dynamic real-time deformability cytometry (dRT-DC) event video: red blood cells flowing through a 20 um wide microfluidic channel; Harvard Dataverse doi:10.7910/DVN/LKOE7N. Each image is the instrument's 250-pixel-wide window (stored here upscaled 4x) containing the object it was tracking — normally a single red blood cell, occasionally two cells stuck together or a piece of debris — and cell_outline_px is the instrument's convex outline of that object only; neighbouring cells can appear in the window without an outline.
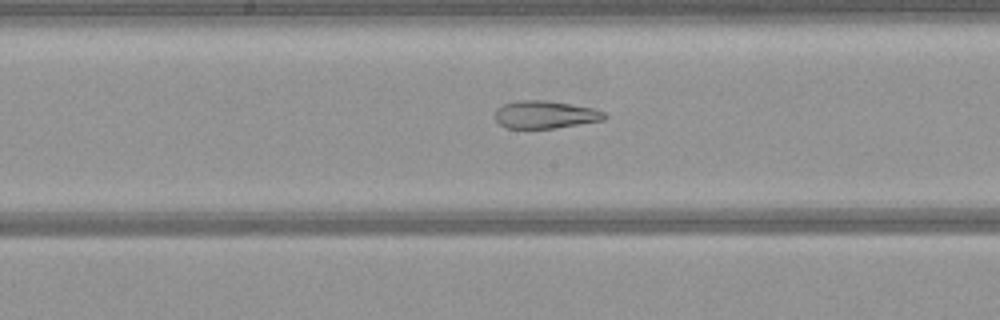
{"species": "common noctule bat (a hibernating species)", "species_latin": "Nyctalus noctula", "temperature_condition": "warm", "stored_images_in_passage": 45, "camera_frame_rate_fps": 3000, "um_per_image_px": 0.085, "animal": {"sex": "female", "body_mass_g": 21.9}, "frame": {"image": 1, "passage_image": 19, "time_ms": 6.0, "image_size_px": [1000, 320], "cell_outline_px": [[608, 116], [604, 120], [556, 128], [508, 128], [500, 124], [496, 120], [496, 108], [504, 104], [516, 100], [544, 100], [572, 104], [592, 108], [604, 112]], "centroid_in_image_um": [46.35, 9.74], "position_along_channel_um": 201.8, "area_um2": 17.63}}
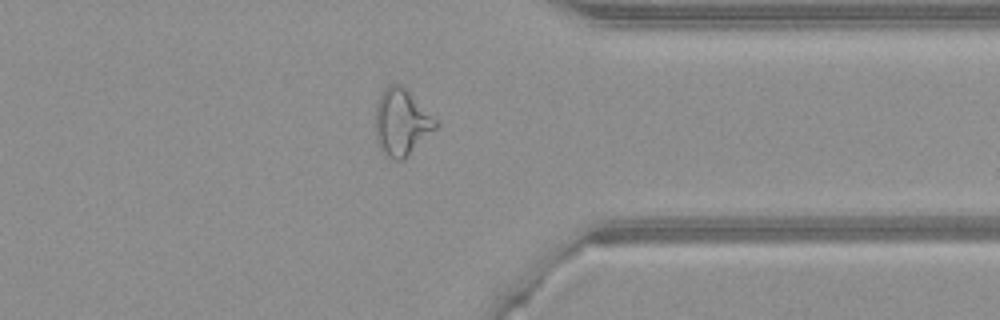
{"frame": {"image": 2, "passage_image": 33, "time_ms": 10.667, "image_size_px": [1000, 320], "cell_outline_px": [[440, 124], [404, 160], [392, 160], [380, 148], [376, 140], [376, 104], [384, 88], [392, 80], [404, 84], [408, 88]], "centroid_in_image_um": [34.14, 10.33], "position_along_channel_um": 377.3, "area_um2": 23.81}}
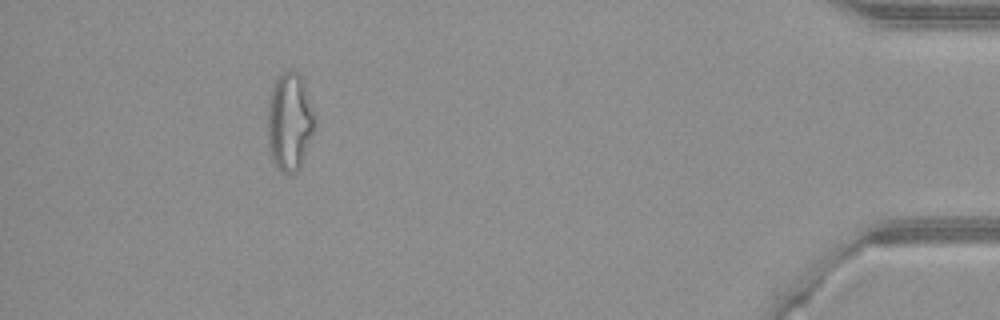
{"frame": {"image": 3, "passage_image": 40, "time_ms": 13.0, "image_size_px": [1000, 320], "cell_outline_px": [[316, 128], [300, 168], [296, 172], [280, 172], [272, 160], [268, 148], [268, 104], [272, 84], [288, 68], [292, 68], [304, 80], [316, 112]], "centroid_in_image_um": [24.66, 10.32], "position_along_channel_um": 410.5, "area_um2": 27.74}}